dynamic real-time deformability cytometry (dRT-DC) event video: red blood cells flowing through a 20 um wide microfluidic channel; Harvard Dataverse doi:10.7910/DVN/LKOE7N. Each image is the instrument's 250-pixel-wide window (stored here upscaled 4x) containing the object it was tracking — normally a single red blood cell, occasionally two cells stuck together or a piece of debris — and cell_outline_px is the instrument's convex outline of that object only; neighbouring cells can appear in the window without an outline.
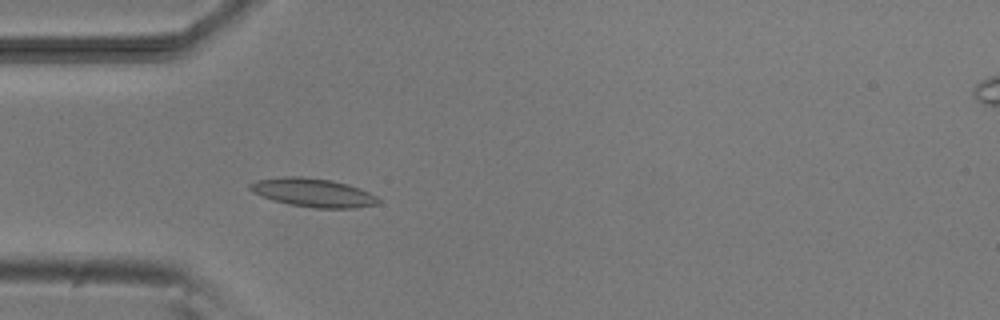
{"species": "common noctule bat (a hibernating species)", "species_latin": "Nyctalus noctula", "temperature_condition": "room temperature", "stored_images_in_passage": 4, "camera_frame_rate_fps": 3000, "um_per_image_px": 0.085, "animal": {"sex": "male", "body_mass_g": 20.5, "forearm_length_mm": 52.5}, "frame": {"image": 1, "passage_image": 4, "time_ms": 3.667, "image_size_px": [1000, 320], "cell_outline_px": [[380, 204], [356, 208], [316, 208], [288, 204], [272, 200], [252, 192], [248, 188], [248, 184], [256, 180], [284, 176], [300, 176], [332, 180], [348, 184], [360, 188], [376, 196], [380, 200]], "centroid_in_image_um": [26.61, 16.37], "position_along_channel_um": 58.4, "area_um2": 21.56}}